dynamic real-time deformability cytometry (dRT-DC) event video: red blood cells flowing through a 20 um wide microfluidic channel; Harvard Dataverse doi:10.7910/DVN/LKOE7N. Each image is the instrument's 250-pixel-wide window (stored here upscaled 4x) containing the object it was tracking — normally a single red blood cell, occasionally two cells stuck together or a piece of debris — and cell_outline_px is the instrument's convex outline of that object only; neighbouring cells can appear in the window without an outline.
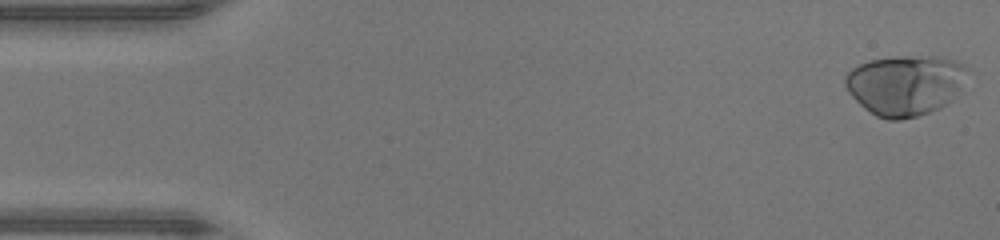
{"species": "human", "species_latin": "Homo sapiens", "temperature_condition": "warm", "stored_images_in_passage": 47, "camera_frame_rate_fps": 3000, "um_per_image_px": 0.085, "donor": {"sex": "male"}, "frame": {"image": 1, "passage_image": 1, "time_ms": 0.0, "image_size_px": [1000, 240], "cell_outline_px": [[972, 68], [952, 100], [948, 104], [940, 108], [916, 116], [900, 120], [888, 120], [876, 116], [864, 108], [848, 92], [844, 84], [844, 76], [852, 68], [860, 64], [872, 60], [900, 56], [936, 56], [956, 60]], "centroid_in_image_um": [76.97, 7.22], "position_along_channel_um": 8.0, "area_um2": 43.29}}
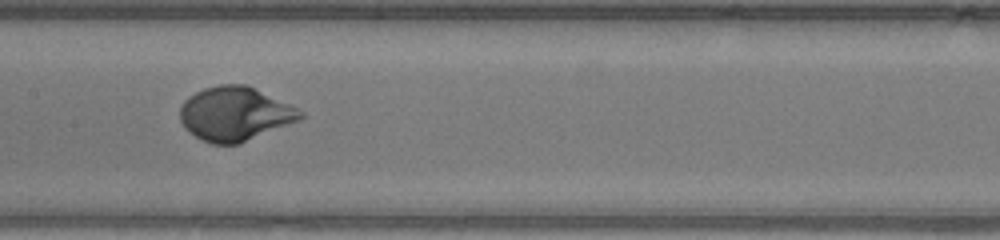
{"frame": {"image": 2, "passage_image": 23, "time_ms": 7.333, "image_size_px": [1000, 240], "cell_outline_px": [[304, 116], [296, 120], [240, 144], [212, 144], [200, 140], [184, 128], [180, 120], [180, 108], [184, 100], [188, 96], [204, 88], [220, 84], [248, 84], [304, 112]], "centroid_in_image_um": [19.91, 9.67], "position_along_channel_um": 187.5, "area_um2": 37.69}}
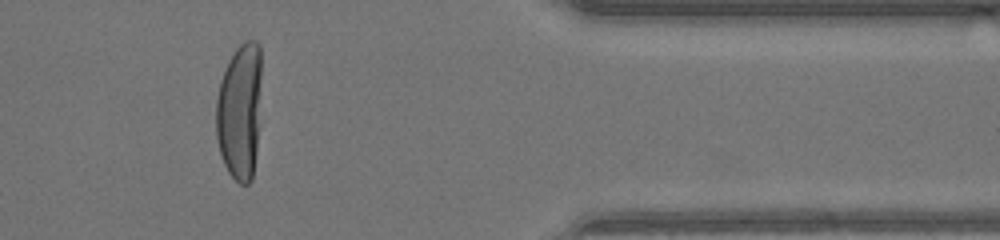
{"frame": {"image": 3, "passage_image": 39, "time_ms": 12.667, "image_size_px": [1000, 240], "cell_outline_px": [[260, 124], [252, 180], [248, 184], [240, 184], [228, 172], [224, 164], [220, 152], [216, 136], [216, 100], [220, 80], [228, 60], [236, 48], [244, 40], [256, 40], [260, 44]], "centroid_in_image_um": [20.38, 9.45], "position_along_channel_um": 391.0, "area_um2": 36.7}, "authors_computed_cell_mechanics": {"area_um2": 38.3792, "velocity_mm_per_s": 4.3375, "shape_relaxation_time_tau1_ms": 2.927, "shape_relaxation_time_tau2_ms": null, "deformation_change_tau1": 0.2253, "deformation_change_tau2": null}}